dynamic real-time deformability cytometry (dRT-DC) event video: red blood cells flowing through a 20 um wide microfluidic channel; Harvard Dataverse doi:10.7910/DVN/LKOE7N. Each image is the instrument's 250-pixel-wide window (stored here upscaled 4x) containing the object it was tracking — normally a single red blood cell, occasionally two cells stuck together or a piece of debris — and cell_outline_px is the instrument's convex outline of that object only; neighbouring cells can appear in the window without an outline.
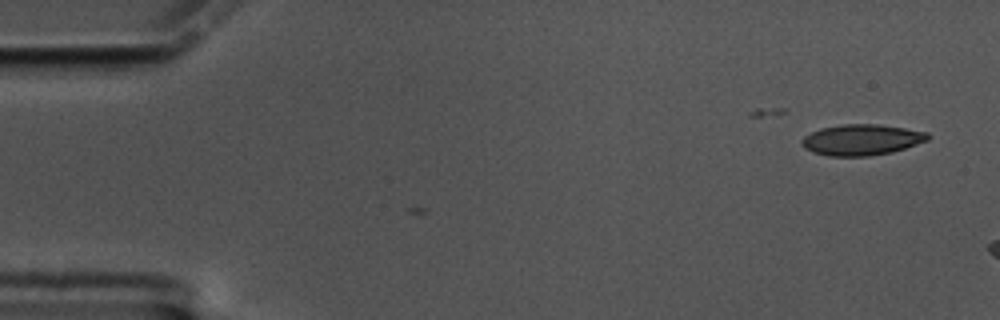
{"species": "common noctule bat (a hibernating species)", "species_latin": "Nyctalus noctula", "temperature_condition": "cold", "stored_images_in_passage": 7, "camera_frame_rate_fps": 3000, "um_per_image_px": 0.085, "animal": {"sex": "male", "body_mass_g": 17.5, "forearm_length_mm": 52.3}, "frame": {"image": 1, "passage_image": 7, "time_ms": 2.0, "image_size_px": [1000, 320], "cell_outline_px": [[928, 140], [892, 152], [868, 156], [828, 156], [812, 152], [804, 148], [800, 140], [804, 136], [820, 128], [844, 124], [880, 124], [928, 132]], "centroid_in_image_um": [73.2, 11.88], "position_along_channel_um": 11.8, "area_um2": 22.66}}